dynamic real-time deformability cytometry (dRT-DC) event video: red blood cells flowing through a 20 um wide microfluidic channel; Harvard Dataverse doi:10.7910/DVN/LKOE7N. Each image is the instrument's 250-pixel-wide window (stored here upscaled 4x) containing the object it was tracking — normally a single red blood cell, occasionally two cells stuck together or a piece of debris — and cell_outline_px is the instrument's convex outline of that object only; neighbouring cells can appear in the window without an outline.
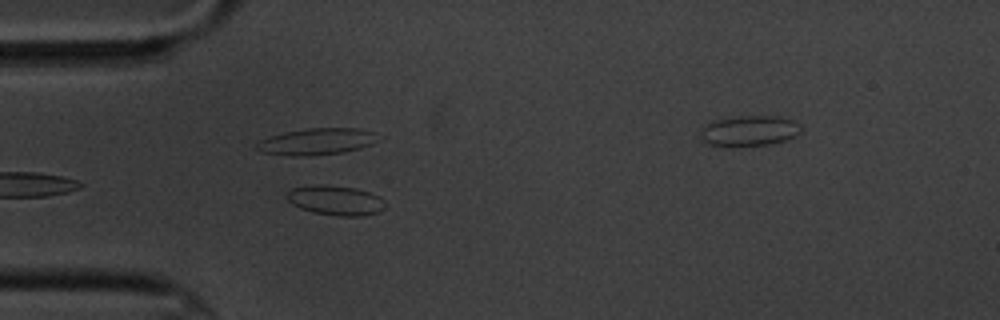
{"species": "common noctule bat (a hibernating species)", "species_latin": "Nyctalus noctula", "temperature_condition": "cold", "stored_images_in_passage": 6, "segment_of_instrument_passage": [1, 2], "camera_frame_rate_fps": 3000, "um_per_image_px": 0.085, "animal": {"sex": "male", "body_mass_g": 20.1, "forearm_length_mm": 53.5}, "frame": {"image": 1, "passage_image": 5, "time_ms": 4.667, "image_size_px": [1000, 320], "cell_outline_px": [[384, 208], [376, 212], [360, 216], [340, 216], [312, 212], [300, 208], [292, 204], [288, 200], [288, 192], [292, 188], [320, 184], [356, 188], [380, 196], [384, 200]], "centroid_in_image_um": [28.52, 17.03], "position_along_channel_um": 56.5, "area_um2": 16.82}}